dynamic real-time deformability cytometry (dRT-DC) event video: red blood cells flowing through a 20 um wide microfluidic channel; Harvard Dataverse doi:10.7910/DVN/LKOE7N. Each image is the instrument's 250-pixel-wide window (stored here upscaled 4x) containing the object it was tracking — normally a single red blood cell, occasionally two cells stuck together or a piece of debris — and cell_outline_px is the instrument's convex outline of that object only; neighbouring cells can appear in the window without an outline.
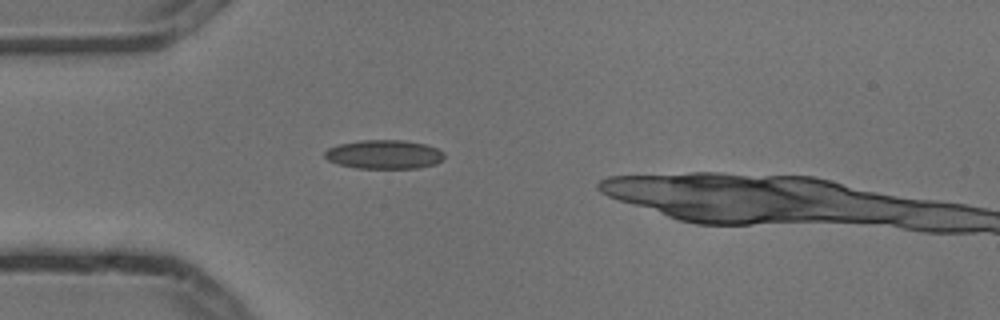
{"species": "common noctule bat (a hibernating species)", "species_latin": "Nyctalus noctula", "temperature_condition": "cold", "stored_images_in_passage": 2, "camera_frame_rate_fps": 3000, "um_per_image_px": 0.085, "animal": {"sex": "male", "body_mass_g": 13.3}, "frame": {"image": 1, "passage_image": 2, "time_ms": 0.333, "image_size_px": [1000, 320], "cell_outline_px": [[444, 156], [436, 164], [416, 168], [356, 168], [340, 164], [328, 160], [324, 156], [324, 152], [328, 148], [340, 144], [360, 140], [404, 140], [424, 144], [436, 148], [444, 152]], "centroid_in_image_um": [32.64, 13.12], "position_along_channel_um": 52.4, "area_um2": 20.0}}